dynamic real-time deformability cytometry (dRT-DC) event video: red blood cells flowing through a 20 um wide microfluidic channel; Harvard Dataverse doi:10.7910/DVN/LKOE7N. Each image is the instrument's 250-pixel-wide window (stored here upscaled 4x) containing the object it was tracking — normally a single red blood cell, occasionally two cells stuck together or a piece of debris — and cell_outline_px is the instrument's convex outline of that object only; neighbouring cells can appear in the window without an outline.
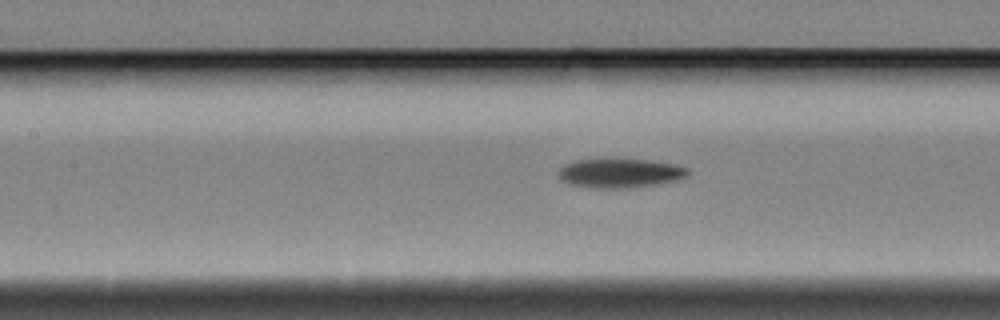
{"species": "Egyptian fruit bat (a non-hibernating species)", "species_latin": "Rousettus aegyptiacus", "temperature_condition": "cold", "stored_images_in_passage": 31, "camera_frame_rate_fps": 3000, "um_per_image_px": 0.085, "animal": {"sex": "female"}, "frame": {"image": 1, "passage_image": 18, "time_ms": 5.667, "image_size_px": [1000, 320], "cell_outline_px": [[688, 172], [684, 176], [676, 180], [656, 184], [628, 188], [592, 188], [568, 184], [560, 176], [560, 168], [564, 164], [572, 160], [648, 160], [672, 164], [688, 168]], "centroid_in_image_um": [52.66, 14.73], "position_along_channel_um": 154.7, "area_um2": 21.5}}
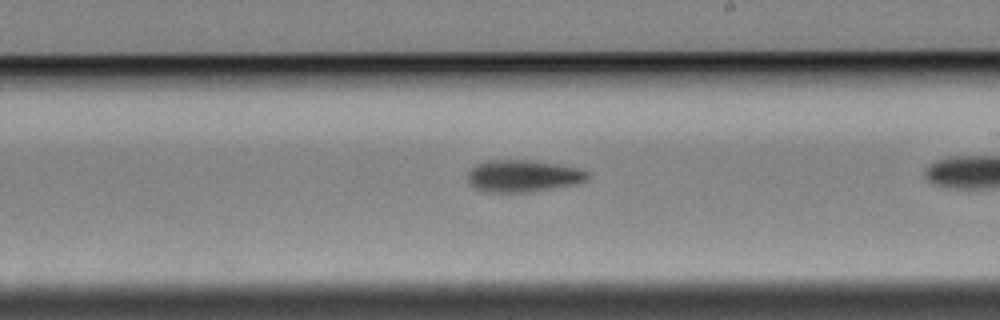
{"frame": {"image": 2, "passage_image": 26, "time_ms": 8.333, "image_size_px": [1000, 320], "cell_outline_px": [[588, 176], [584, 180], [572, 184], [532, 192], [488, 192], [476, 188], [468, 180], [468, 172], [476, 164], [488, 160], [528, 160], [584, 168], [588, 172]], "centroid_in_image_um": [44.45, 14.95], "position_along_channel_um": 244.5, "area_um2": 22.14}}
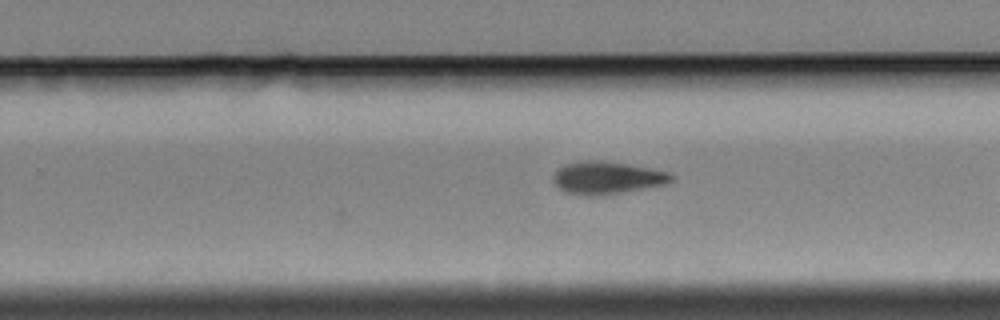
{"frame": {"image": 3, "passage_image": 29, "time_ms": 9.333, "image_size_px": [1000, 320], "cell_outline_px": [[676, 176], [672, 180], [664, 184], [620, 192], [564, 192], [552, 180], [552, 176], [556, 168], [564, 164], [576, 160], [604, 160], [628, 164], [668, 172]], "centroid_in_image_um": [51.57, 15.03], "position_along_channel_um": 278.2, "area_um2": 21.56}}